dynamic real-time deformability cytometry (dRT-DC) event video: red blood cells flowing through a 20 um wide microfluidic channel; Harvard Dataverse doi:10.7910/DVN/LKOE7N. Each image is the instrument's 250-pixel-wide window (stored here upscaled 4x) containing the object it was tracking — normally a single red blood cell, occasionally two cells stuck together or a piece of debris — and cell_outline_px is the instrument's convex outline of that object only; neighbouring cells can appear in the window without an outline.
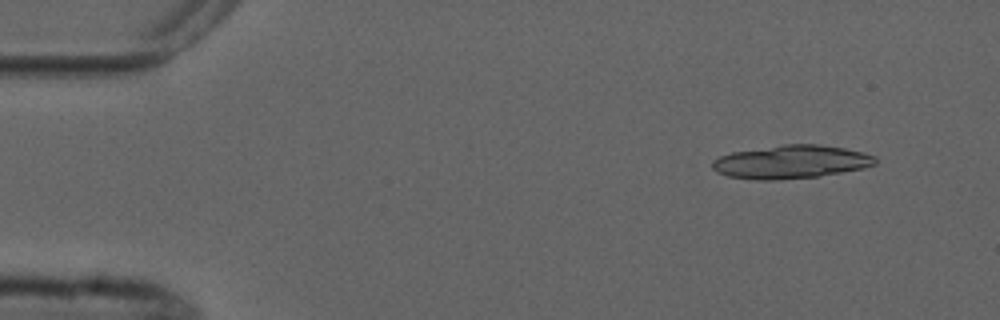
{"species": "common noctule bat (a hibernating species)", "species_latin": "Nyctalus noctula", "temperature_condition": "cold", "stored_images_in_passage": 6, "camera_frame_rate_fps": 3000, "um_per_image_px": 0.085, "animal": {"sex": "male", "forearm_length_mm": 52.5}, "frame": {"image": 1, "passage_image": 2, "time_ms": 1.0, "image_size_px": [1000, 320], "cell_outline_px": [[876, 164], [864, 168], [820, 176], [776, 180], [756, 180], [728, 176], [716, 172], [712, 168], [712, 160], [720, 156], [732, 152], [784, 144], [820, 144], [844, 148], [864, 152], [876, 156]], "centroid_in_image_um": [67.25, 13.76], "position_along_channel_um": 17.8, "area_um2": 31.79}}